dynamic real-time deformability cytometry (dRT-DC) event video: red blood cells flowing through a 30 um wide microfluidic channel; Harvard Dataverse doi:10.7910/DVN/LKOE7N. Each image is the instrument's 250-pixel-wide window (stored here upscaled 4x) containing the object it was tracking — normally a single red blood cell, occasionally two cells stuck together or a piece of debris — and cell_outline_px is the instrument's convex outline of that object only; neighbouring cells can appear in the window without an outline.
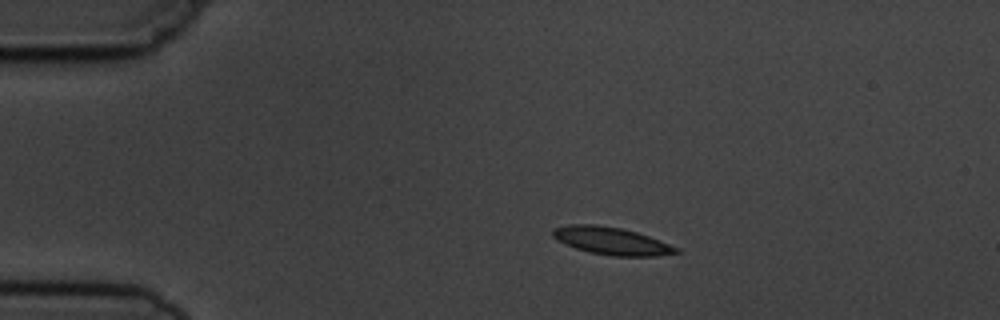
{"species": "common noctule bat (a hibernating species)", "species_latin": "Nyctalus noctula", "temperature_condition": "cold", "stored_images_in_passage": 8, "camera_frame_rate_fps": 3000, "um_per_image_px": 0.085, "animal": {"sex": "male", "body_mass_g": 19.5, "forearm_length_mm": 54.6}, "frame": {"image": 1, "passage_image": 1, "time_ms": 0.0, "image_size_px": [1000, 320], "cell_outline_px": [[680, 252], [656, 256], [612, 256], [588, 252], [564, 244], [556, 240], [552, 236], [552, 228], [568, 224], [596, 224], [620, 228], [636, 232], [648, 236], [680, 248]], "centroid_in_image_um": [51.93, 20.47], "position_along_channel_um": 33.1, "area_um2": 19.88}}
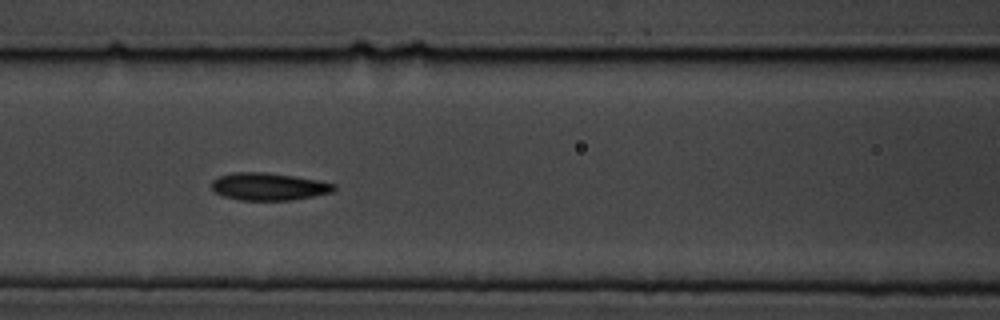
{"frame": {"image": 2, "passage_image": 5, "time_ms": 4.333, "image_size_px": [1000, 320], "cell_outline_px": [[336, 188], [332, 192], [292, 200], [240, 200], [224, 196], [212, 192], [212, 180], [220, 176], [232, 172], [268, 172], [296, 176], [320, 180], [336, 184]], "centroid_in_image_um": [22.84, 15.85], "position_along_channel_um": 143.8, "area_um2": 19.77}}
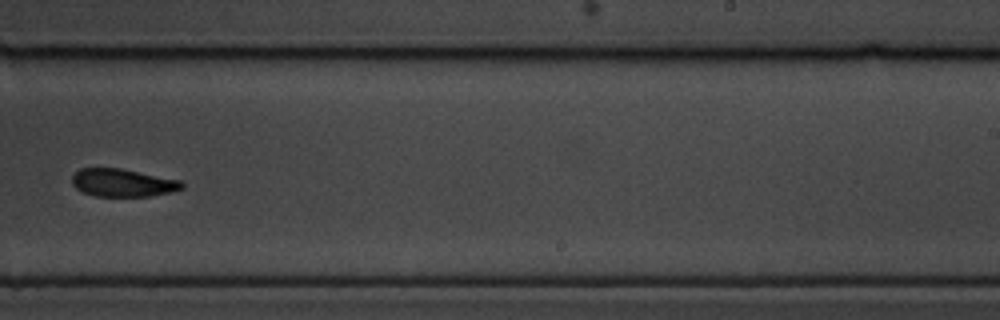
{"frame": {"image": 3, "passage_image": 8, "time_ms": 8.0, "image_size_px": [1000, 320], "cell_outline_px": [[184, 188], [172, 192], [152, 196], [96, 196], [84, 192], [76, 188], [72, 184], [72, 176], [80, 168], [120, 168], [180, 180], [184, 184]], "centroid_in_image_um": [10.45, 15.53], "position_along_channel_um": 278.6, "area_um2": 17.8}}